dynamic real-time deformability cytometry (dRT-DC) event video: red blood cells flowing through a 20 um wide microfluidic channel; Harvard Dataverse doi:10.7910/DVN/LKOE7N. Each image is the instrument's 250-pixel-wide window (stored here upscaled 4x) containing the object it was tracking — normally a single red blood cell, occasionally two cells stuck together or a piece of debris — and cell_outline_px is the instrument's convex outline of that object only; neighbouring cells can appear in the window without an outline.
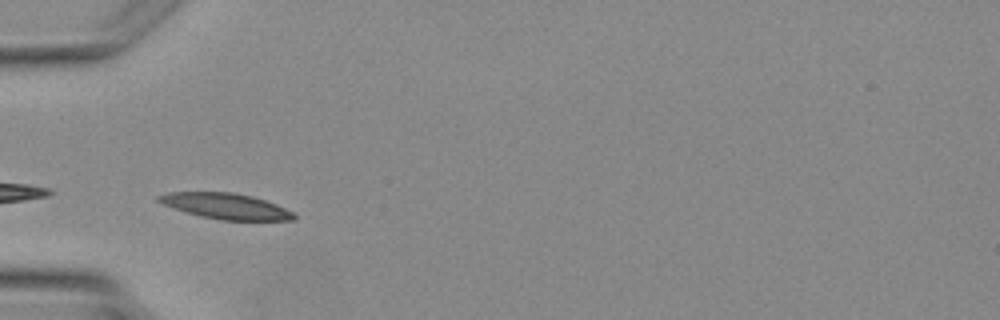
{"species": "Egyptian fruit bat (a non-hibernating species)", "species_latin": "Rousettus aegyptiacus", "temperature_condition": "warm", "stored_images_in_passage": 3, "camera_frame_rate_fps": 3000, "um_per_image_px": 0.085, "animal": {"sex": "female"}, "frame": {"image": 1, "passage_image": 2, "time_ms": 1.333, "image_size_px": [1000, 320], "cell_outline_px": [[296, 220], [220, 220], [200, 216], [164, 204], [156, 200], [156, 196], [168, 192], [232, 192], [252, 196], [276, 204], [292, 212], [296, 216]], "centroid_in_image_um": [19.2, 17.52], "position_along_channel_um": 65.8, "area_um2": 20.06}}
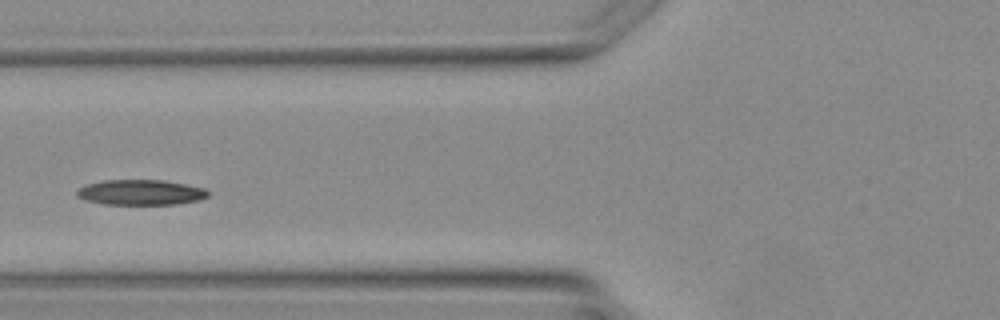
{"frame": {"image": 2, "passage_image": 3, "time_ms": 2.333, "image_size_px": [1000, 320], "cell_outline_px": [[208, 196], [196, 200], [176, 204], [104, 204], [88, 200], [76, 196], [76, 192], [80, 188], [88, 184], [104, 180], [164, 180], [204, 188], [208, 192]], "centroid_in_image_um": [11.95, 16.34], "position_along_channel_um": 113.9, "area_um2": 19.02}}